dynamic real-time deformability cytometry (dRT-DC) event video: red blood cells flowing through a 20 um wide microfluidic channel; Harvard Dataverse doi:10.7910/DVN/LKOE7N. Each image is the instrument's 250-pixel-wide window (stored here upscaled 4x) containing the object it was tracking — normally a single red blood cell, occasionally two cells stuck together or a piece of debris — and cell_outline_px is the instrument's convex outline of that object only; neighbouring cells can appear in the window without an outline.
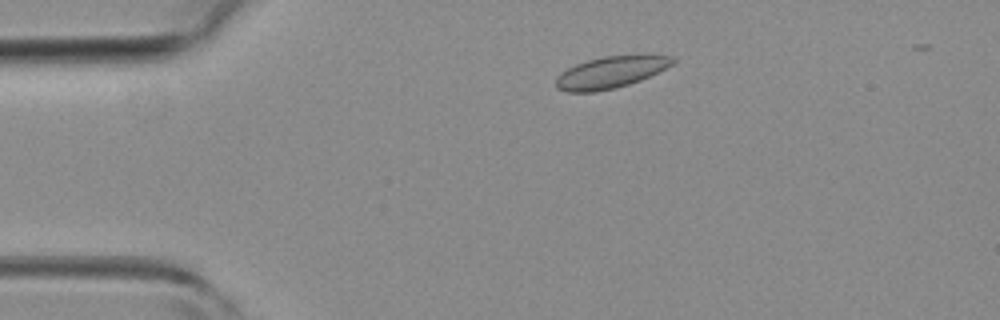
{"species": "common noctule bat (a hibernating species)", "species_latin": "Nyctalus noctula", "temperature_condition": "room temperature", "stored_images_in_passage": 3, "camera_frame_rate_fps": 3000, "um_per_image_px": 0.085, "animal": {"sex": "female", "body_mass_g": 19.3, "forearm_length_mm": 54.1}, "frame": {"image": 1, "passage_image": 2, "time_ms": 1.333, "image_size_px": [1000, 320], "cell_outline_px": [[676, 60], [672, 64], [640, 80], [628, 84], [596, 92], [568, 92], [556, 88], [556, 76], [560, 72], [576, 64], [588, 60], [604, 56], [672, 56]], "centroid_in_image_um": [51.82, 6.16], "position_along_channel_um": 33.2, "area_um2": 21.04}}